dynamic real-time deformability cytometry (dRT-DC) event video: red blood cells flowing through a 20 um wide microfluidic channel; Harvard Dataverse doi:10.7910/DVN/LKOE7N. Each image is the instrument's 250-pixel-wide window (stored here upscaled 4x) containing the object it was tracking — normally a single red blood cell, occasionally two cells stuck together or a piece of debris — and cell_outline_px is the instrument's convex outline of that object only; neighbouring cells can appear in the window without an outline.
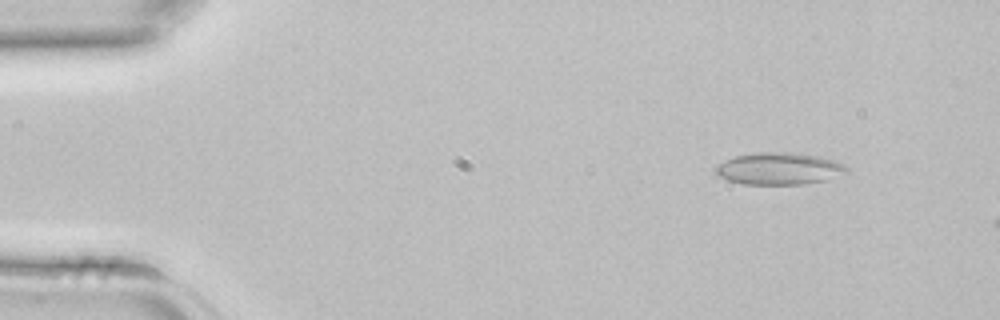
{"species": "common noctule bat (a hibernating species)", "species_latin": "Nyctalus noctula", "temperature_condition": "room temperature", "stored_images_in_passage": 4, "camera_frame_rate_fps": 3000, "um_per_image_px": 0.085, "animal": {"sex": "female", "body_mass_g": 22.7, "forearm_length_mm": 54.2}, "frame": {"image": 1, "passage_image": 2, "time_ms": 0.333, "image_size_px": [1000, 320], "cell_outline_px": [[848, 172], [828, 180], [804, 184], [744, 184], [728, 180], [720, 176], [716, 172], [716, 168], [724, 160], [736, 156], [756, 152], [792, 152], [816, 156], [832, 160], [844, 164], [848, 168]], "centroid_in_image_um": [66.26, 14.33], "position_along_channel_um": 18.7, "area_um2": 24.33}}